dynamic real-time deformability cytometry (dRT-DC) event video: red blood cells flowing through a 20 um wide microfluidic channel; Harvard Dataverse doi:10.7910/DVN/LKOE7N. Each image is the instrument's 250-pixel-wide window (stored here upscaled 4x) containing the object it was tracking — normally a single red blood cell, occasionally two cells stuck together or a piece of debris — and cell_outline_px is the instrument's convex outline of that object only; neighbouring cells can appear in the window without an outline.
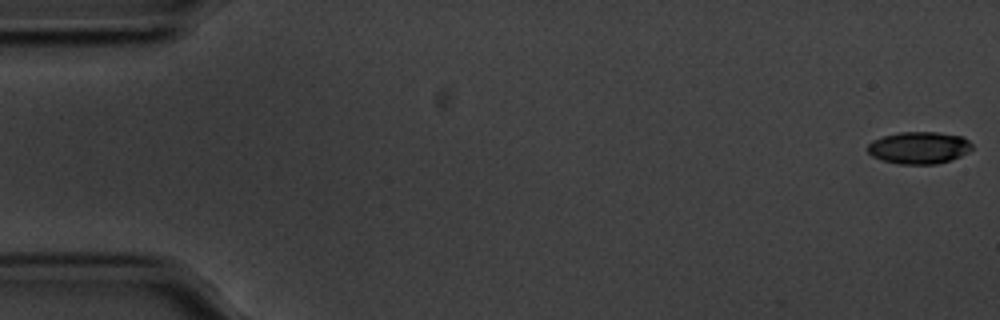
{"species": "common noctule bat (a hibernating species)", "species_latin": "Nyctalus noctula", "temperature_condition": "cold", "stored_images_in_passage": 57, "camera_frame_rate_fps": 3000, "um_per_image_px": 0.085, "animal": {"sex": "male", "body_mass_g": 20.1, "forearm_length_mm": 53.5}, "frame": {"image": 1, "passage_image": 1, "time_ms": 0.0, "image_size_px": [1000, 320], "cell_outline_px": [[972, 148], [968, 152], [952, 160], [936, 164], [900, 164], [884, 160], [872, 156], [868, 152], [868, 144], [872, 140], [884, 136], [900, 132], [936, 132], [964, 136], [972, 144]], "centroid_in_image_um": [78.14, 12.55], "position_along_channel_um": 6.9, "area_um2": 19.54}}
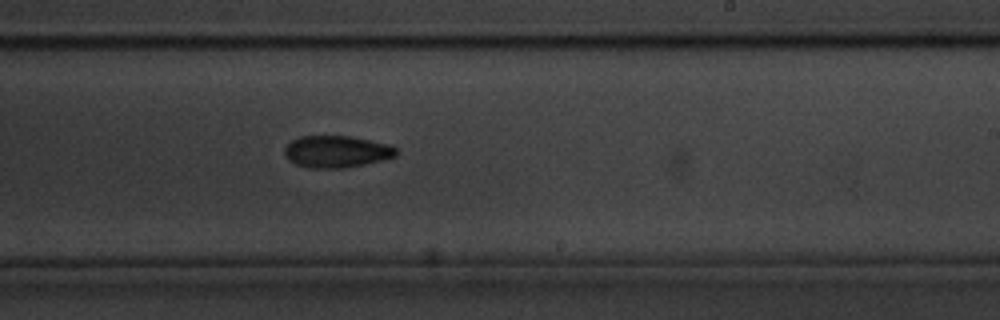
{"frame": {"image": 2, "passage_image": 34, "time_ms": 11.0, "image_size_px": [1000, 320], "cell_outline_px": [[396, 156], [364, 164], [344, 168], [312, 168], [296, 164], [288, 160], [284, 156], [284, 148], [292, 140], [300, 136], [348, 136], [392, 144], [396, 148]], "centroid_in_image_um": [28.59, 12.88], "position_along_channel_um": 260.4, "area_um2": 20.75}}
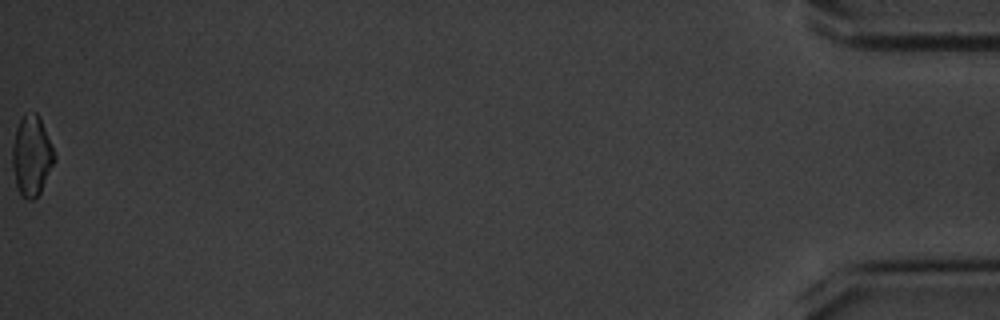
{"frame": {"image": 3, "passage_image": 57, "time_ms": 18.667, "image_size_px": [1000, 320], "cell_outline_px": [[56, 160], [40, 192], [32, 200], [28, 200], [20, 196], [16, 188], [12, 164], [12, 148], [16, 128], [20, 120], [24, 116], [36, 112], [40, 116], [56, 156]], "centroid_in_image_um": [2.69, 13.28], "position_along_channel_um": 432.5, "area_um2": 19.65}, "authors_computed_cell_mechanics": {"area_um2": 20.4034, "velocity_mm_per_s": 3.5538, "shape_relaxation_time_tau1_ms": 3.5216, "shape_relaxation_time_tau2_ms": null, "deformation_change_tau1": 0.127, "deformation_change_tau2": null}}